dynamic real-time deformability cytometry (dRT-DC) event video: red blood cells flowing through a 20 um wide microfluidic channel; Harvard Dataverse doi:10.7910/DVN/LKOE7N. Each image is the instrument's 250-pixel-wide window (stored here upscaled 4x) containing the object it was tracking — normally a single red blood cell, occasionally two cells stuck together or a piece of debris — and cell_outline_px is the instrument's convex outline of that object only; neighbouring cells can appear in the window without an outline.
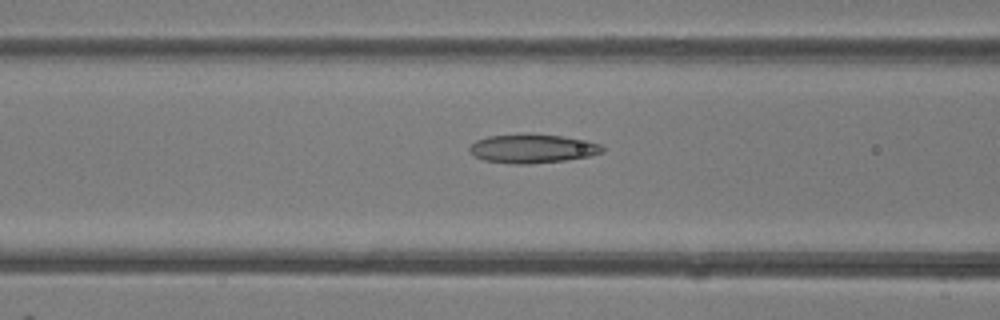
{"species": "common noctule bat (a hibernating species)", "species_latin": "Nyctalus noctula", "temperature_condition": "room temperature", "stored_images_in_passage": 49, "camera_frame_rate_fps": 3000, "um_per_image_px": 0.085, "animal": {"sex": "female"}, "frame": {"image": 1, "passage_image": 20, "time_ms": 6.333, "image_size_px": [1000, 320], "cell_outline_px": [[604, 152], [588, 156], [564, 160], [532, 164], [512, 164], [484, 160], [468, 152], [468, 148], [476, 140], [488, 136], [528, 132], [532, 132], [564, 136], [588, 140], [600, 144], [604, 148]], "centroid_in_image_um": [45.25, 12.6], "position_along_channel_um": 121.3, "area_um2": 22.89}}
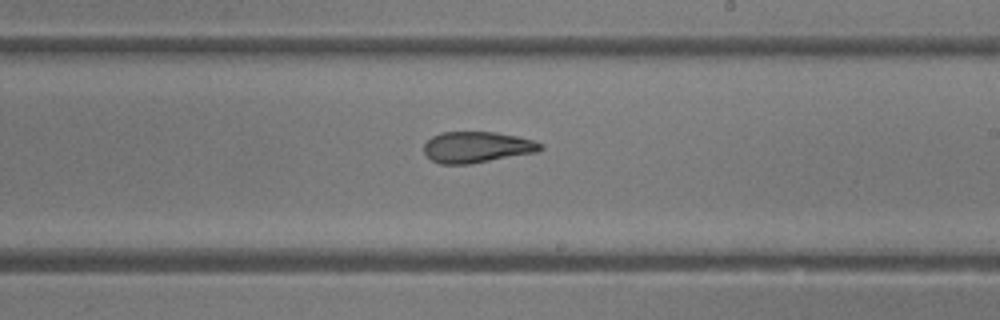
{"frame": {"image": 2, "passage_image": 29, "time_ms": 9.333, "image_size_px": [1000, 320], "cell_outline_px": [[544, 148], [536, 152], [472, 164], [440, 164], [432, 160], [424, 152], [424, 144], [432, 136], [440, 132], [496, 132], [516, 136], [532, 140], [544, 144]], "centroid_in_image_um": [40.54, 12.51], "position_along_channel_um": 248.5, "area_um2": 21.15}}
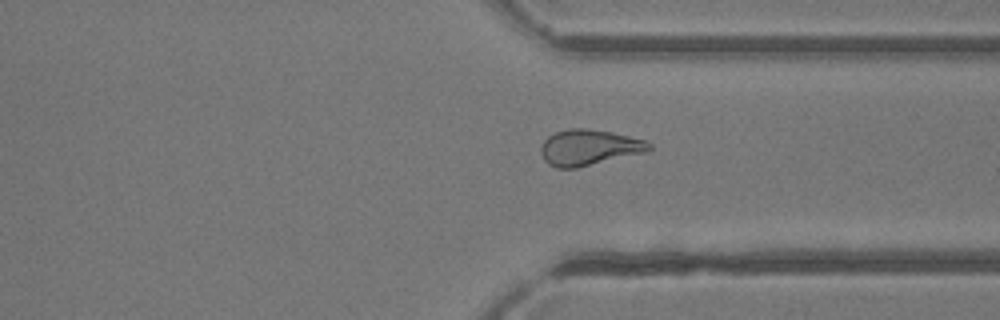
{"frame": {"image": 3, "passage_image": 37, "time_ms": 12.0, "image_size_px": [1000, 320], "cell_outline_px": [[652, 148], [648, 152], [576, 168], [556, 168], [548, 164], [544, 160], [540, 152], [540, 148], [544, 140], [548, 136], [556, 132], [568, 128], [584, 128], [612, 132], [644, 140], [652, 144]], "centroid_in_image_um": [50.06, 12.54], "position_along_channel_um": 361.3, "area_um2": 22.72}, "authors_computed_cell_mechanics": {"area_um2": 23.4668, "velocity_mm_per_s": 4.2429, "shape_relaxation_time_tau1_ms": null, "shape_relaxation_time_tau2_ms": 2.2834, "deformation_change_tau1": null, "deformation_change_tau2": 0.1007}}